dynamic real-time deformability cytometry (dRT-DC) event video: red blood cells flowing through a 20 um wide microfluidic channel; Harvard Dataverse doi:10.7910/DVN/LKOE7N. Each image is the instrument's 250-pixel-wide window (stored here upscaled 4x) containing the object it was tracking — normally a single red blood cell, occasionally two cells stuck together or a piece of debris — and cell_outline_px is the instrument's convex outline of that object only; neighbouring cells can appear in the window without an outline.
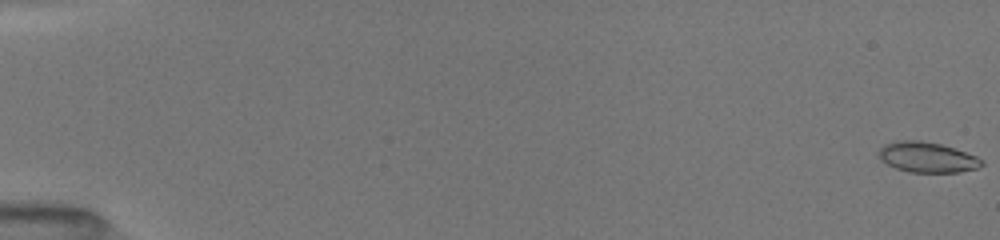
{"species": "common noctule bat (a hibernating species)", "species_latin": "Nyctalus noctula", "temperature_condition": "room temperature", "stored_images_in_passage": 61, "camera_frame_rate_fps": 3000, "um_per_image_px": 0.085, "animal": {"sex": "female", "body_mass_g": 19.5, "forearm_length_mm": 54.1}, "frame": {"image": 1, "passage_image": 1, "time_ms": 0.0, "image_size_px": [1000, 240], "cell_outline_px": [[984, 164], [976, 168], [956, 172], [908, 172], [896, 168], [880, 160], [876, 152], [884, 144], [900, 140], [920, 140], [940, 144], [976, 156], [984, 160]], "centroid_in_image_um": [78.76, 13.36], "position_along_channel_um": 6.2, "area_um2": 18.15}}
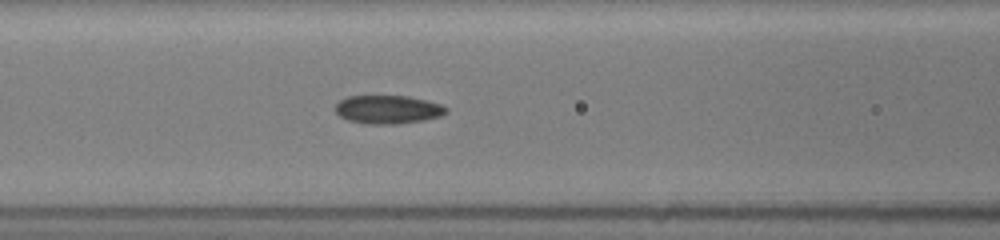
{"frame": {"image": 2, "passage_image": 24, "time_ms": 7.667, "image_size_px": [1000, 240], "cell_outline_px": [[448, 112], [440, 116], [424, 120], [396, 124], [368, 124], [348, 120], [340, 116], [336, 112], [336, 104], [340, 100], [348, 96], [408, 96], [440, 104], [448, 108]], "centroid_in_image_um": [32.97, 9.31], "position_along_channel_um": 133.6, "area_um2": 18.26}}
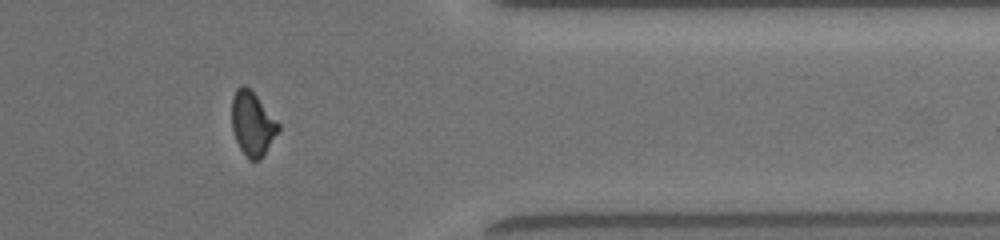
{"frame": {"image": 3, "passage_image": 51, "time_ms": 14.333, "image_size_px": [1000, 240], "cell_outline_px": [[280, 128], [260, 160], [248, 160], [240, 148], [236, 140], [232, 128], [232, 96], [236, 88], [240, 84], [244, 84], [256, 96], [280, 124]], "centroid_in_image_um": [21.43, 10.5], "position_along_channel_um": 390.0, "area_um2": 17.17}, "authors_computed_cell_mechanics": {"area_um2": 18.0336, "velocity_mm_per_s": 4.0553, "shape_relaxation_time_tau1_ms": 6.7262, "shape_relaxation_time_tau2_ms": 1.1117, "deformation_change_tau1": 0.1846, "deformation_change_tau2": 0.0601}}